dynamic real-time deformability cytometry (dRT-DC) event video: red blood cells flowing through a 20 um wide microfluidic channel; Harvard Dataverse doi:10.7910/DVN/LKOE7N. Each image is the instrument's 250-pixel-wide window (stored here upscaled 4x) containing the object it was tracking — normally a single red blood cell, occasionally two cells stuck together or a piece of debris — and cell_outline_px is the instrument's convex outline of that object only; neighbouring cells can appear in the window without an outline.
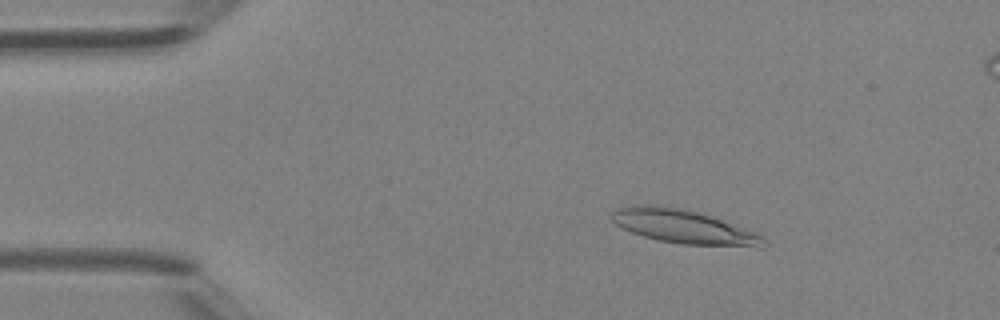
{"species": "Egyptian fruit bat (a non-hibernating species)", "species_latin": "Rousettus aegyptiacus", "temperature_condition": "room temperature", "stored_images_in_passage": 47, "camera_frame_rate_fps": 3000, "um_per_image_px": 0.085, "animal": {"sex": "female"}, "frame": {"image": 1, "passage_image": 8, "time_ms": 2.333, "image_size_px": [1000, 320], "cell_outline_px": [[768, 244], [764, 248], [756, 248], [684, 244], [660, 240], [644, 236], [632, 232], [616, 224], [612, 220], [612, 212], [616, 208], [632, 204], [640, 204], [680, 208], [696, 212], [760, 232], [764, 236]], "centroid_in_image_um": [58.23, 19.29], "position_along_channel_um": 26.8, "area_um2": 30.11}}
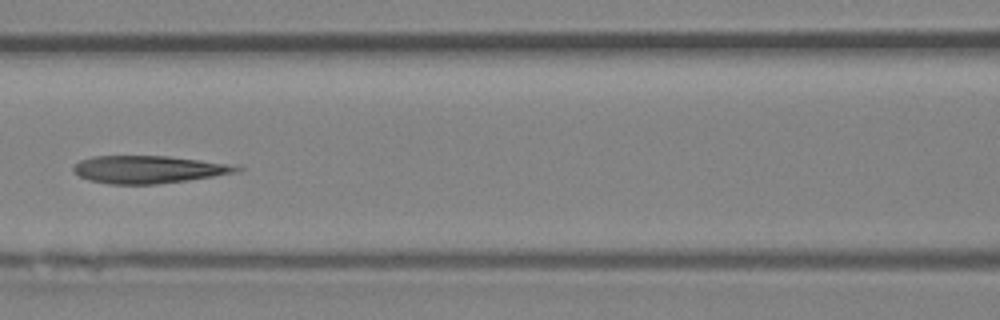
{"frame": {"image": 2, "passage_image": 21, "time_ms": 6.667, "image_size_px": [1000, 320], "cell_outline_px": [[244, 168], [232, 172], [212, 176], [188, 180], [156, 184], [112, 184], [88, 180], [80, 176], [72, 168], [80, 160], [92, 156], [168, 156], [240, 164]], "centroid_in_image_um": [12.67, 14.39], "position_along_channel_um": 153.9, "area_um2": 26.24}}
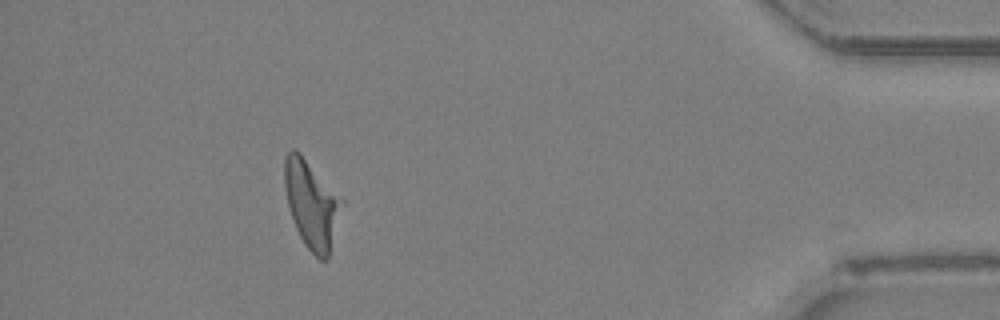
{"frame": {"image": 3, "passage_image": 42, "time_ms": 13.667, "image_size_px": [1000, 320], "cell_outline_px": [[344, 204], [328, 260], [320, 260], [304, 244], [296, 228], [288, 204], [284, 188], [284, 156], [292, 148], [296, 148], [300, 152], [344, 200]], "centroid_in_image_um": [26.5, 17.34], "position_along_channel_um": 408.7, "area_um2": 29.42}, "authors_computed_cell_mechanics": {"area_um2": 28.0908, "velocity_mm_per_s": 4.4552, "shape_relaxation_time_tau1_ms": null, "shape_relaxation_time_tau2_ms": 4.1275, "deformation_change_tau1": null, "deformation_change_tau2": 0.1616}}